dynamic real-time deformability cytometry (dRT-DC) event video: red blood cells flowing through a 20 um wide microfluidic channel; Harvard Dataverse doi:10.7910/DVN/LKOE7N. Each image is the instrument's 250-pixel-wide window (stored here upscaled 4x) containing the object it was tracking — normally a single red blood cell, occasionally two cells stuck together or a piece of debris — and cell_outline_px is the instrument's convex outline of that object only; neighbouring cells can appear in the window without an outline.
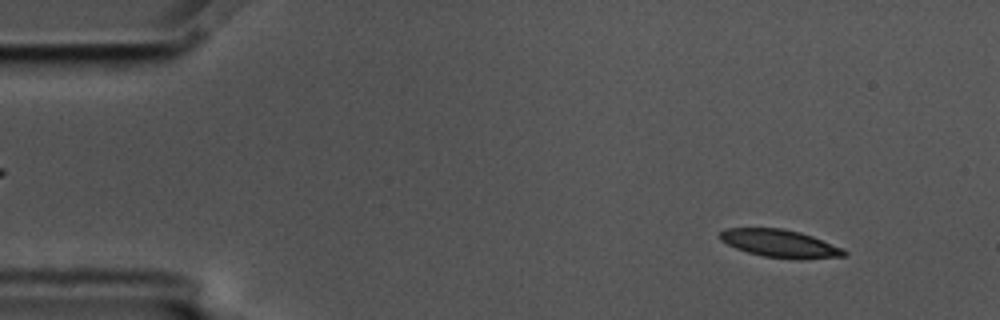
{"species": "common noctule bat (a hibernating species)", "species_latin": "Nyctalus noctula", "temperature_condition": "cold", "stored_images_in_passage": 55, "camera_frame_rate_fps": 3000, "um_per_image_px": 0.085, "animal": {"sex": "male", "body_mass_g": 17.5, "forearm_length_mm": 52.3}, "frame": {"image": 1, "passage_image": 5, "time_ms": 1.333, "image_size_px": [1000, 320], "cell_outline_px": [[848, 252], [844, 256], [800, 260], [764, 256], [748, 252], [736, 248], [720, 240], [720, 232], [724, 228], [780, 228], [800, 232], [812, 236], [844, 248]], "centroid_in_image_um": [66.33, 20.7], "position_along_channel_um": 18.7, "area_um2": 20.11}}
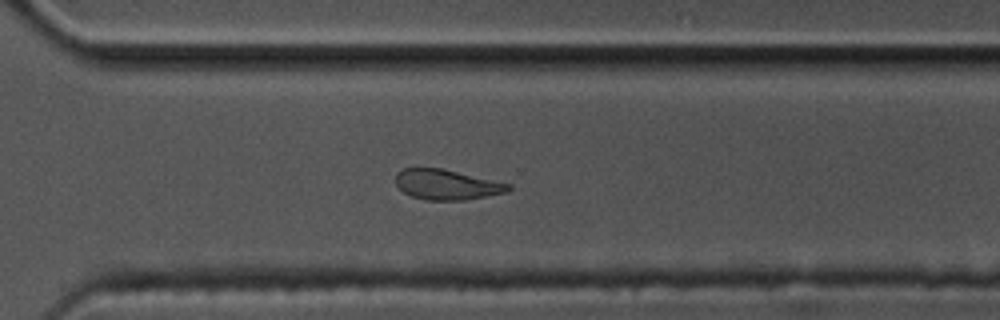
{"frame": {"image": 2, "passage_image": 39, "time_ms": 12.667, "image_size_px": [1000, 320], "cell_outline_px": [[512, 188], [508, 192], [464, 200], [424, 200], [412, 196], [404, 192], [396, 184], [396, 172], [404, 168], [440, 168], [512, 184]], "centroid_in_image_um": [37.98, 15.69], "position_along_channel_um": 332.6, "area_um2": 19.77}}
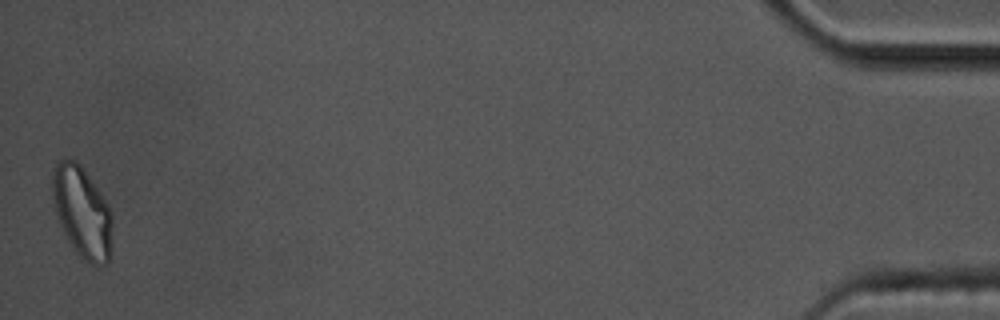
{"frame": {"image": 3, "passage_image": 55, "time_ms": 18.0, "image_size_px": [1000, 320], "cell_outline_px": [[112, 240], [108, 264], [92, 264], [84, 260], [80, 256], [64, 232], [60, 224], [56, 212], [52, 196], [52, 168], [56, 160], [64, 156], [76, 160], [80, 164], [100, 192], [108, 204], [112, 212]], "centroid_in_image_um": [6.97, 17.96], "position_along_channel_um": 428.2, "area_um2": 31.96}}